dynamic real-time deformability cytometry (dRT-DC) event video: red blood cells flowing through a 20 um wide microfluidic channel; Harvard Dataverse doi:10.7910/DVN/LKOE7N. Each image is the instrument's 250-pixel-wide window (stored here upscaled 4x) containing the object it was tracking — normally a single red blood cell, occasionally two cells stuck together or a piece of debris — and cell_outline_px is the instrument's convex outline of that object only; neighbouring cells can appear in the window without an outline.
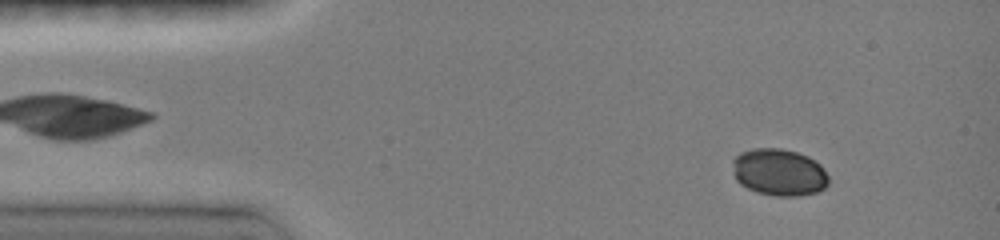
{"species": "common noctule bat (a hibernating species)", "species_latin": "Nyctalus noctula", "temperature_condition": "room temperature", "stored_images_in_passage": 24, "camera_frame_rate_fps": 3000, "um_per_image_px": 0.085, "animal": {"sex": "female", "body_mass_g": 19.0, "forearm_length_mm": 51.5}, "frame": {"image": 1, "passage_image": 5, "time_ms": 1.333, "image_size_px": [1000, 240], "cell_outline_px": [[828, 184], [824, 188], [816, 192], [800, 196], [776, 196], [756, 192], [740, 184], [736, 180], [732, 172], [732, 160], [740, 152], [752, 148], [780, 148], [796, 152], [808, 156], [820, 164], [824, 168], [828, 176]], "centroid_in_image_um": [66.2, 14.64], "position_along_channel_um": 18.8, "area_um2": 26.59}}
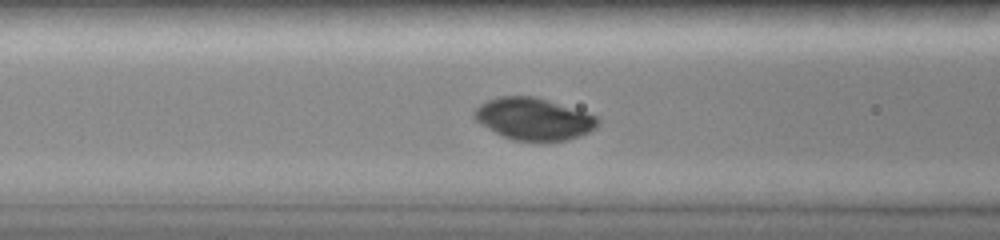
{"frame": {"image": 2, "passage_image": 17, "time_ms": 5.667, "image_size_px": [1000, 240], "cell_outline_px": [[600, 120], [596, 128], [580, 136], [568, 140], [544, 144], [512, 140], [480, 124], [472, 116], [472, 112], [480, 104], [496, 96], [532, 96], [548, 100], [596, 116]], "centroid_in_image_um": [45.35, 10.15], "position_along_channel_um": 121.2, "area_um2": 30.75}}
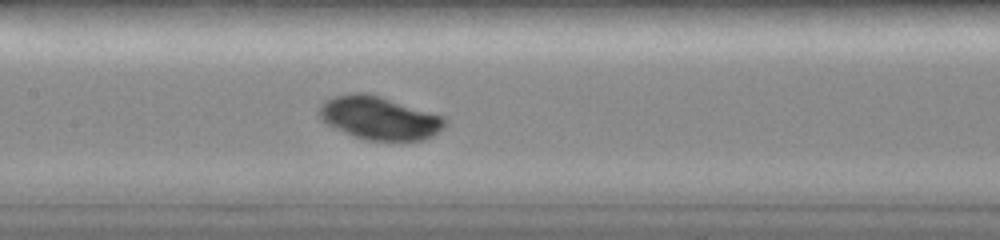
{"frame": {"image": 3, "passage_image": 21, "time_ms": 7.0, "image_size_px": [1000, 240], "cell_outline_px": [[448, 120], [432, 136], [424, 140], [368, 140], [352, 136], [328, 124], [316, 112], [320, 104], [324, 100], [332, 96], [348, 92], [368, 92], [444, 116]], "centroid_in_image_um": [32.19, 10.0], "position_along_channel_um": 175.2, "area_um2": 31.73}}